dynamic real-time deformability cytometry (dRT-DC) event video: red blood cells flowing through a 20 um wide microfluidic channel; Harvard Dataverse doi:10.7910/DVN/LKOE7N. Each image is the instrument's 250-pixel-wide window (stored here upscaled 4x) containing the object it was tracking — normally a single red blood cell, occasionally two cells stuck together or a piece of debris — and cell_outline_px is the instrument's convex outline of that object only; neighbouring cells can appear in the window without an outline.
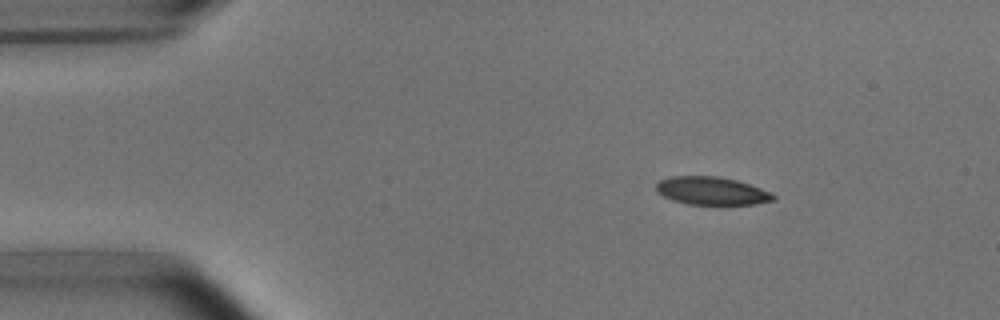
{"species": "common noctule bat (a hibernating species)", "species_latin": "Nyctalus noctula", "temperature_condition": "room temperature", "stored_images_in_passage": 3, "camera_frame_rate_fps": 3000, "um_per_image_px": 0.085, "animal": {"sex": "male", "body_mass_g": 15.6}, "frame": {"image": 1, "passage_image": 1, "time_ms": 0.0, "image_size_px": [1000, 320], "cell_outline_px": [[776, 200], [756, 204], [720, 208], [688, 204], [672, 200], [656, 192], [656, 184], [660, 180], [672, 176], [720, 176], [736, 180], [772, 192], [776, 196]], "centroid_in_image_um": [60.54, 16.28], "position_along_channel_um": 24.5, "area_um2": 20.11}}